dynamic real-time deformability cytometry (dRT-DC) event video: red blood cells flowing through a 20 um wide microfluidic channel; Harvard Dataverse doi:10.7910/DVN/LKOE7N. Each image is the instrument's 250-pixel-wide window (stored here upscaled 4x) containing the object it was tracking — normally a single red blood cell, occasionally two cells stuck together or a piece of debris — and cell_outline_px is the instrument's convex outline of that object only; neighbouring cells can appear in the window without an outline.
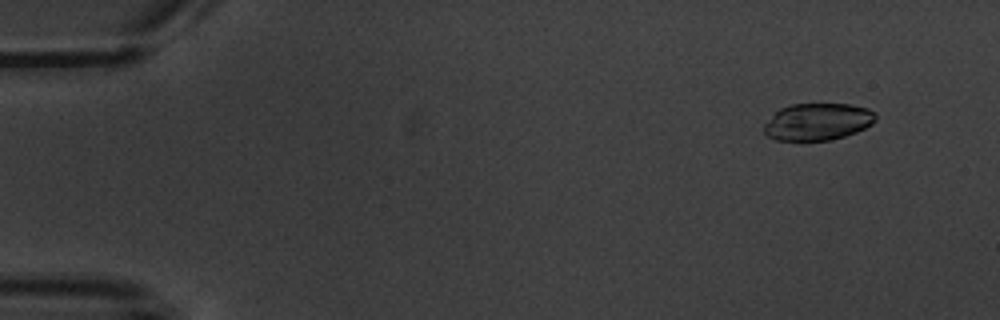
{"species": "common noctule bat (a hibernating species)", "species_latin": "Nyctalus noctula", "temperature_condition": "warm", "stored_images_in_passage": 7, "camera_frame_rate_fps": 3000, "um_per_image_px": 0.085, "animal": {"sex": "male", "body_mass_g": 20.1, "forearm_length_mm": 53.5}, "frame": {"image": 1, "passage_image": 2, "time_ms": 1.333, "image_size_px": [1000, 320], "cell_outline_px": [[876, 120], [872, 124], [856, 132], [832, 140], [776, 140], [768, 136], [764, 132], [764, 124], [780, 108], [792, 104], [852, 104], [868, 108], [876, 112]], "centroid_in_image_um": [69.53, 10.34], "position_along_channel_um": 15.5, "area_um2": 24.1}}
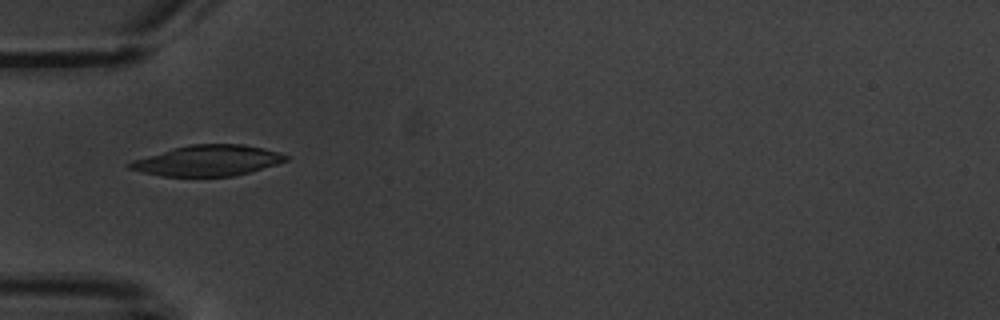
{"frame": {"image": 2, "passage_image": 6, "time_ms": 6.0, "image_size_px": [1000, 320], "cell_outline_px": [[288, 160], [276, 164], [236, 176], [160, 176], [128, 168], [124, 164], [132, 160], [176, 148], [192, 144], [244, 144], [264, 148], [280, 152], [288, 156]], "centroid_in_image_um": [17.68, 13.65], "position_along_channel_um": 67.3, "area_um2": 27.74}}